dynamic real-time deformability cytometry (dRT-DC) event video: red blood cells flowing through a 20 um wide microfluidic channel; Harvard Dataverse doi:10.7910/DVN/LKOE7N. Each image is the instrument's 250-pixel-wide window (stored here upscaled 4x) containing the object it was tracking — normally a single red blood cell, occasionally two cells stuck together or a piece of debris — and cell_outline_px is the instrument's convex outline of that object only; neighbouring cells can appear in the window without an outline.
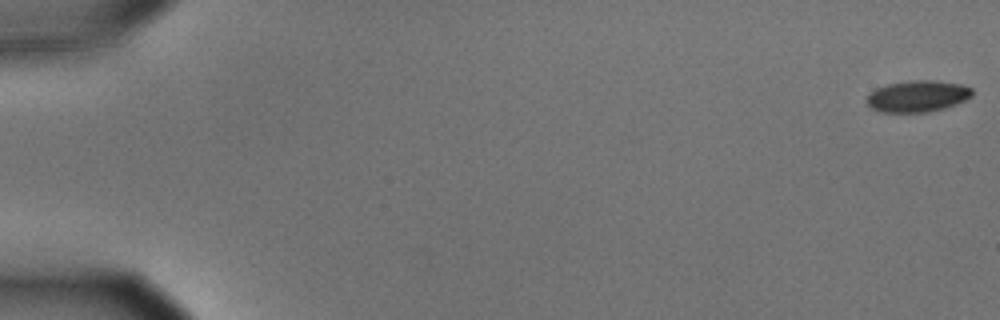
{"species": "common noctule bat (a hibernating species)", "species_latin": "Nyctalus noctula", "temperature_condition": "cold", "stored_images_in_passage": 57, "camera_frame_rate_fps": 3000, "um_per_image_px": 0.085, "animal": {"sex": "male", "body_mass_g": 15.6}, "frame": {"image": 1, "passage_image": 1, "time_ms": 0.0, "image_size_px": [1000, 320], "cell_outline_px": [[972, 96], [956, 104], [944, 108], [928, 112], [880, 112], [872, 108], [864, 100], [876, 88], [888, 84], [912, 80], [932, 80], [960, 84], [972, 88]], "centroid_in_image_um": [77.98, 8.18], "position_along_channel_um": 7.0, "area_um2": 19.25}}
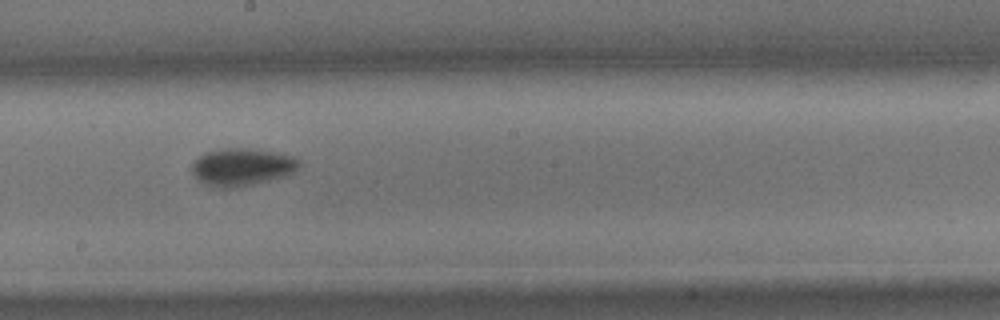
{"frame": {"image": 2, "passage_image": 33, "time_ms": 10.667, "image_size_px": [1000, 320], "cell_outline_px": [[300, 164], [292, 172], [284, 176], [252, 184], [232, 188], [216, 188], [204, 184], [196, 180], [192, 172], [192, 164], [204, 152], [224, 148], [244, 148], [272, 152], [292, 156], [300, 160]], "centroid_in_image_um": [20.5, 14.2], "position_along_channel_um": 227.7, "area_um2": 23.24}}
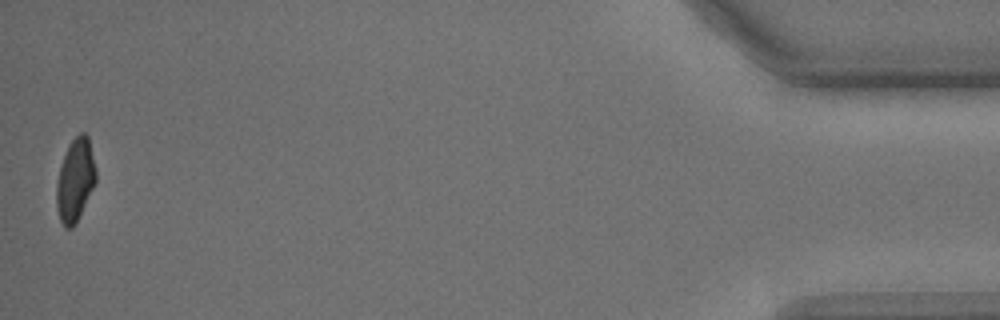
{"frame": {"image": 3, "passage_image": 57, "time_ms": 18.667, "image_size_px": [1000, 320], "cell_outline_px": [[96, 180], [76, 224], [72, 228], [64, 228], [60, 220], [56, 208], [56, 184], [60, 168], [68, 144], [80, 132], [84, 132], [88, 136], [96, 168]], "centroid_in_image_um": [6.39, 15.32], "position_along_channel_um": 428.8, "area_um2": 19.02}, "authors_computed_cell_mechanics": {"area_um2": 20.9814, "velocity_mm_per_s": 3.5559, "shape_relaxation_time_tau1_ms": 3.0842, "shape_relaxation_time_tau2_ms": null, "deformation_change_tau1": 0.0967, "deformation_change_tau2": null}}